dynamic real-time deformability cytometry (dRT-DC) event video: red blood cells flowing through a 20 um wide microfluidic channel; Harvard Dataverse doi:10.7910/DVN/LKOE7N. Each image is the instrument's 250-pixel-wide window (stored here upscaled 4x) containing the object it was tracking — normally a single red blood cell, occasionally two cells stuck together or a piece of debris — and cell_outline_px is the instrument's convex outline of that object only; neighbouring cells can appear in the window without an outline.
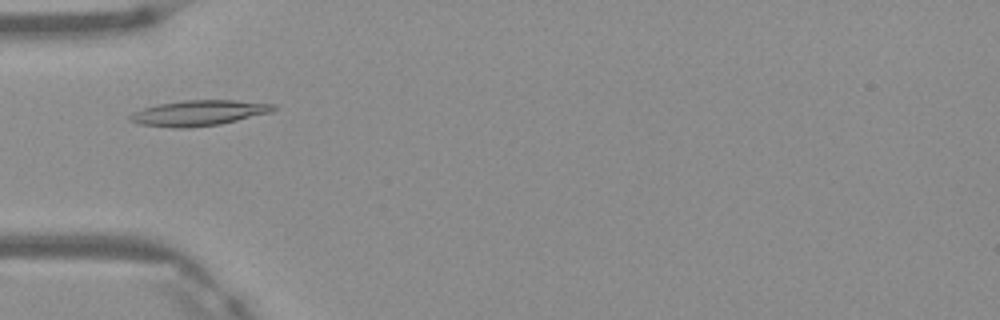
{"species": "Egyptian fruit bat (a non-hibernating species)", "species_latin": "Rousettus aegyptiacus", "temperature_condition": "warm", "stored_images_in_passage": 2, "camera_frame_rate_fps": 3000, "um_per_image_px": 0.085, "frame": {"image": 1, "passage_image": 1, "time_ms": 0.0, "image_size_px": [1000, 320], "cell_outline_px": [[276, 108], [268, 112], [220, 124], [188, 128], [172, 128], [140, 124], [128, 120], [128, 116], [132, 112], [156, 104], [184, 100], [236, 100], [276, 104]], "centroid_in_image_um": [16.82, 9.6], "position_along_channel_um": 68.2, "area_um2": 21.21}}
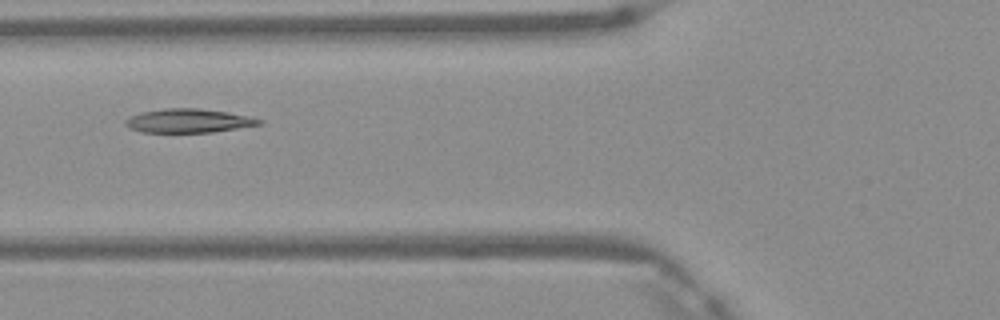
{"frame": {"image": 2, "passage_image": 2, "time_ms": 0.333, "image_size_px": [1000, 320], "cell_outline_px": [[264, 120], [260, 124], [212, 132], [140, 132], [128, 128], [124, 124], [124, 120], [132, 116], [144, 112], [164, 108], [200, 108], [228, 112], [248, 116]], "centroid_in_image_um": [15.99, 10.26], "position_along_channel_um": 109.8, "area_um2": 18.44}}